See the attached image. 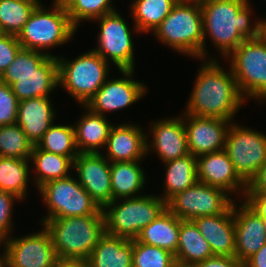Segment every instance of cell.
<instances>
[{"instance_id":"74e56055","label":"cell","mask_w":266,"mask_h":267,"mask_svg":"<svg viewBox=\"0 0 266 267\" xmlns=\"http://www.w3.org/2000/svg\"><path fill=\"white\" fill-rule=\"evenodd\" d=\"M174 254L133 239L132 267H173Z\"/></svg>"},{"instance_id":"f1b7e54d","label":"cell","mask_w":266,"mask_h":267,"mask_svg":"<svg viewBox=\"0 0 266 267\" xmlns=\"http://www.w3.org/2000/svg\"><path fill=\"white\" fill-rule=\"evenodd\" d=\"M166 166L163 195L166 203L176 194L193 186L197 180V159L192 154L163 163Z\"/></svg>"},{"instance_id":"d6a6232c","label":"cell","mask_w":266,"mask_h":267,"mask_svg":"<svg viewBox=\"0 0 266 267\" xmlns=\"http://www.w3.org/2000/svg\"><path fill=\"white\" fill-rule=\"evenodd\" d=\"M40 3V0H0L2 33L17 36Z\"/></svg>"},{"instance_id":"8fae6325","label":"cell","mask_w":266,"mask_h":267,"mask_svg":"<svg viewBox=\"0 0 266 267\" xmlns=\"http://www.w3.org/2000/svg\"><path fill=\"white\" fill-rule=\"evenodd\" d=\"M117 10L93 21L99 23L96 48L92 49L118 70H135L134 43L131 30Z\"/></svg>"},{"instance_id":"ac0fdd59","label":"cell","mask_w":266,"mask_h":267,"mask_svg":"<svg viewBox=\"0 0 266 267\" xmlns=\"http://www.w3.org/2000/svg\"><path fill=\"white\" fill-rule=\"evenodd\" d=\"M196 159L198 182L221 188L230 195L239 193L238 195L241 194V199H243L247 184L236 173L234 165L224 149L201 155Z\"/></svg>"},{"instance_id":"d4e9b609","label":"cell","mask_w":266,"mask_h":267,"mask_svg":"<svg viewBox=\"0 0 266 267\" xmlns=\"http://www.w3.org/2000/svg\"><path fill=\"white\" fill-rule=\"evenodd\" d=\"M133 239L105 233L94 247L89 267H132Z\"/></svg>"},{"instance_id":"7402d4cb","label":"cell","mask_w":266,"mask_h":267,"mask_svg":"<svg viewBox=\"0 0 266 267\" xmlns=\"http://www.w3.org/2000/svg\"><path fill=\"white\" fill-rule=\"evenodd\" d=\"M50 97H36L18 103L16 124L36 145L54 123L57 116Z\"/></svg>"},{"instance_id":"e575fe53","label":"cell","mask_w":266,"mask_h":267,"mask_svg":"<svg viewBox=\"0 0 266 267\" xmlns=\"http://www.w3.org/2000/svg\"><path fill=\"white\" fill-rule=\"evenodd\" d=\"M34 145L20 126L15 124L0 126V156L30 159Z\"/></svg>"},{"instance_id":"ab89813d","label":"cell","mask_w":266,"mask_h":267,"mask_svg":"<svg viewBox=\"0 0 266 267\" xmlns=\"http://www.w3.org/2000/svg\"><path fill=\"white\" fill-rule=\"evenodd\" d=\"M18 199L15 195L0 190V245L4 243L12 232V213L14 202Z\"/></svg>"},{"instance_id":"7c38bea8","label":"cell","mask_w":266,"mask_h":267,"mask_svg":"<svg viewBox=\"0 0 266 267\" xmlns=\"http://www.w3.org/2000/svg\"><path fill=\"white\" fill-rule=\"evenodd\" d=\"M42 227L34 234L20 238L10 236L2 243L0 247L5 248L0 255L2 267H56L60 260L50 233Z\"/></svg>"},{"instance_id":"e0dca14e","label":"cell","mask_w":266,"mask_h":267,"mask_svg":"<svg viewBox=\"0 0 266 267\" xmlns=\"http://www.w3.org/2000/svg\"><path fill=\"white\" fill-rule=\"evenodd\" d=\"M152 141L146 135V155L153 149L162 163L184 157L189 153L186 138L184 114L156 120L150 125Z\"/></svg>"},{"instance_id":"52a82bcc","label":"cell","mask_w":266,"mask_h":267,"mask_svg":"<svg viewBox=\"0 0 266 267\" xmlns=\"http://www.w3.org/2000/svg\"><path fill=\"white\" fill-rule=\"evenodd\" d=\"M59 87H63L78 104L85 106L106 82L110 64L89 50L73 60L57 56Z\"/></svg>"},{"instance_id":"3957f363","label":"cell","mask_w":266,"mask_h":267,"mask_svg":"<svg viewBox=\"0 0 266 267\" xmlns=\"http://www.w3.org/2000/svg\"><path fill=\"white\" fill-rule=\"evenodd\" d=\"M50 233L61 261H87L105 234L104 215H86L46 220L42 224Z\"/></svg>"},{"instance_id":"d6986e66","label":"cell","mask_w":266,"mask_h":267,"mask_svg":"<svg viewBox=\"0 0 266 267\" xmlns=\"http://www.w3.org/2000/svg\"><path fill=\"white\" fill-rule=\"evenodd\" d=\"M239 202L240 206L233 202L236 239L234 257L244 263L266 243V232L262 217L244 201Z\"/></svg>"},{"instance_id":"836d02e7","label":"cell","mask_w":266,"mask_h":267,"mask_svg":"<svg viewBox=\"0 0 266 267\" xmlns=\"http://www.w3.org/2000/svg\"><path fill=\"white\" fill-rule=\"evenodd\" d=\"M36 146L44 151L71 158L73 161L79 154L75 143L73 125L53 123Z\"/></svg>"},{"instance_id":"44dd1931","label":"cell","mask_w":266,"mask_h":267,"mask_svg":"<svg viewBox=\"0 0 266 267\" xmlns=\"http://www.w3.org/2000/svg\"><path fill=\"white\" fill-rule=\"evenodd\" d=\"M192 221L208 241L214 256L234 257L236 239L233 204L225 213L201 216Z\"/></svg>"},{"instance_id":"2e32d148","label":"cell","mask_w":266,"mask_h":267,"mask_svg":"<svg viewBox=\"0 0 266 267\" xmlns=\"http://www.w3.org/2000/svg\"><path fill=\"white\" fill-rule=\"evenodd\" d=\"M231 121L184 114L189 153L194 157L223 150Z\"/></svg>"},{"instance_id":"681fc988","label":"cell","mask_w":266,"mask_h":267,"mask_svg":"<svg viewBox=\"0 0 266 267\" xmlns=\"http://www.w3.org/2000/svg\"><path fill=\"white\" fill-rule=\"evenodd\" d=\"M173 267H197L196 264H185L182 262L175 261Z\"/></svg>"},{"instance_id":"f35d334b","label":"cell","mask_w":266,"mask_h":267,"mask_svg":"<svg viewBox=\"0 0 266 267\" xmlns=\"http://www.w3.org/2000/svg\"><path fill=\"white\" fill-rule=\"evenodd\" d=\"M18 103L11 87L0 81V126L16 123Z\"/></svg>"},{"instance_id":"7a4b0ae2","label":"cell","mask_w":266,"mask_h":267,"mask_svg":"<svg viewBox=\"0 0 266 267\" xmlns=\"http://www.w3.org/2000/svg\"><path fill=\"white\" fill-rule=\"evenodd\" d=\"M250 4L249 0H208L201 6L204 60L208 55L205 44L208 36L225 59L246 39L261 36V19L251 22Z\"/></svg>"},{"instance_id":"8d00e7d4","label":"cell","mask_w":266,"mask_h":267,"mask_svg":"<svg viewBox=\"0 0 266 267\" xmlns=\"http://www.w3.org/2000/svg\"><path fill=\"white\" fill-rule=\"evenodd\" d=\"M48 57L45 53L21 48L11 65L0 76V81L11 86L18 78L33 73Z\"/></svg>"},{"instance_id":"1f68e13d","label":"cell","mask_w":266,"mask_h":267,"mask_svg":"<svg viewBox=\"0 0 266 267\" xmlns=\"http://www.w3.org/2000/svg\"><path fill=\"white\" fill-rule=\"evenodd\" d=\"M30 159L0 156V190L15 195L20 201L27 197Z\"/></svg>"},{"instance_id":"6da1fadb","label":"cell","mask_w":266,"mask_h":267,"mask_svg":"<svg viewBox=\"0 0 266 267\" xmlns=\"http://www.w3.org/2000/svg\"><path fill=\"white\" fill-rule=\"evenodd\" d=\"M207 60L198 70L184 114L234 122V116L246 100L231 68L225 70L215 58Z\"/></svg>"},{"instance_id":"5bb4252c","label":"cell","mask_w":266,"mask_h":267,"mask_svg":"<svg viewBox=\"0 0 266 267\" xmlns=\"http://www.w3.org/2000/svg\"><path fill=\"white\" fill-rule=\"evenodd\" d=\"M123 77L107 79L103 86L85 105L93 113L106 116L113 112L128 108L135 104L147 93V86L135 80V70H119ZM133 77V79H132Z\"/></svg>"},{"instance_id":"5b68a950","label":"cell","mask_w":266,"mask_h":267,"mask_svg":"<svg viewBox=\"0 0 266 267\" xmlns=\"http://www.w3.org/2000/svg\"><path fill=\"white\" fill-rule=\"evenodd\" d=\"M153 34L161 44L168 45L174 51L204 61L203 17L200 6L176 3Z\"/></svg>"},{"instance_id":"277c9868","label":"cell","mask_w":266,"mask_h":267,"mask_svg":"<svg viewBox=\"0 0 266 267\" xmlns=\"http://www.w3.org/2000/svg\"><path fill=\"white\" fill-rule=\"evenodd\" d=\"M51 7L48 10L40 3L35 8L17 35L22 48L55 57L47 51L67 43L75 36L77 29L72 25L63 3L54 0Z\"/></svg>"},{"instance_id":"7bdbcfd3","label":"cell","mask_w":266,"mask_h":267,"mask_svg":"<svg viewBox=\"0 0 266 267\" xmlns=\"http://www.w3.org/2000/svg\"><path fill=\"white\" fill-rule=\"evenodd\" d=\"M196 265L197 267H244L243 262L228 256H213Z\"/></svg>"},{"instance_id":"c3c4849f","label":"cell","mask_w":266,"mask_h":267,"mask_svg":"<svg viewBox=\"0 0 266 267\" xmlns=\"http://www.w3.org/2000/svg\"><path fill=\"white\" fill-rule=\"evenodd\" d=\"M261 37L266 41V19H261Z\"/></svg>"},{"instance_id":"9a60e30c","label":"cell","mask_w":266,"mask_h":267,"mask_svg":"<svg viewBox=\"0 0 266 267\" xmlns=\"http://www.w3.org/2000/svg\"><path fill=\"white\" fill-rule=\"evenodd\" d=\"M77 181L103 208L113 201L110 161L101 153H79L73 161Z\"/></svg>"},{"instance_id":"f6af8a7d","label":"cell","mask_w":266,"mask_h":267,"mask_svg":"<svg viewBox=\"0 0 266 267\" xmlns=\"http://www.w3.org/2000/svg\"><path fill=\"white\" fill-rule=\"evenodd\" d=\"M244 267H266V243L244 262Z\"/></svg>"},{"instance_id":"f907efd6","label":"cell","mask_w":266,"mask_h":267,"mask_svg":"<svg viewBox=\"0 0 266 267\" xmlns=\"http://www.w3.org/2000/svg\"><path fill=\"white\" fill-rule=\"evenodd\" d=\"M263 219V224H264V228H265V232H266V217H262Z\"/></svg>"},{"instance_id":"bcb514c9","label":"cell","mask_w":266,"mask_h":267,"mask_svg":"<svg viewBox=\"0 0 266 267\" xmlns=\"http://www.w3.org/2000/svg\"><path fill=\"white\" fill-rule=\"evenodd\" d=\"M56 267H89L85 261H59Z\"/></svg>"},{"instance_id":"8992f818","label":"cell","mask_w":266,"mask_h":267,"mask_svg":"<svg viewBox=\"0 0 266 267\" xmlns=\"http://www.w3.org/2000/svg\"><path fill=\"white\" fill-rule=\"evenodd\" d=\"M166 208L167 203L161 197L151 193L113 200L102 208L105 233L129 240L136 239L140 231Z\"/></svg>"},{"instance_id":"cb8c5ba5","label":"cell","mask_w":266,"mask_h":267,"mask_svg":"<svg viewBox=\"0 0 266 267\" xmlns=\"http://www.w3.org/2000/svg\"><path fill=\"white\" fill-rule=\"evenodd\" d=\"M85 114L76 122L75 143L79 153H100V149H105L110 130L113 126L108 119L93 113L85 106H82Z\"/></svg>"},{"instance_id":"4fadbf2b","label":"cell","mask_w":266,"mask_h":267,"mask_svg":"<svg viewBox=\"0 0 266 267\" xmlns=\"http://www.w3.org/2000/svg\"><path fill=\"white\" fill-rule=\"evenodd\" d=\"M218 187L196 182L167 202V209L181 220L225 213L235 201ZM234 199V200H233Z\"/></svg>"},{"instance_id":"4316f807","label":"cell","mask_w":266,"mask_h":267,"mask_svg":"<svg viewBox=\"0 0 266 267\" xmlns=\"http://www.w3.org/2000/svg\"><path fill=\"white\" fill-rule=\"evenodd\" d=\"M141 161L110 162L113 200L138 197L145 186L146 172ZM140 193V194H138Z\"/></svg>"},{"instance_id":"f546056e","label":"cell","mask_w":266,"mask_h":267,"mask_svg":"<svg viewBox=\"0 0 266 267\" xmlns=\"http://www.w3.org/2000/svg\"><path fill=\"white\" fill-rule=\"evenodd\" d=\"M30 161L35 165L34 177L36 189L45 183L68 177L73 169V160L67 156L50 153L34 145Z\"/></svg>"},{"instance_id":"60d3db41","label":"cell","mask_w":266,"mask_h":267,"mask_svg":"<svg viewBox=\"0 0 266 267\" xmlns=\"http://www.w3.org/2000/svg\"><path fill=\"white\" fill-rule=\"evenodd\" d=\"M21 48L17 36L0 34V76L11 65Z\"/></svg>"},{"instance_id":"7dc6e473","label":"cell","mask_w":266,"mask_h":267,"mask_svg":"<svg viewBox=\"0 0 266 267\" xmlns=\"http://www.w3.org/2000/svg\"><path fill=\"white\" fill-rule=\"evenodd\" d=\"M208 0H176L177 3L203 6Z\"/></svg>"},{"instance_id":"b9f144b4","label":"cell","mask_w":266,"mask_h":267,"mask_svg":"<svg viewBox=\"0 0 266 267\" xmlns=\"http://www.w3.org/2000/svg\"><path fill=\"white\" fill-rule=\"evenodd\" d=\"M243 201L260 217H266V192L245 191Z\"/></svg>"},{"instance_id":"603a6c76","label":"cell","mask_w":266,"mask_h":267,"mask_svg":"<svg viewBox=\"0 0 266 267\" xmlns=\"http://www.w3.org/2000/svg\"><path fill=\"white\" fill-rule=\"evenodd\" d=\"M10 87L19 102L50 97L52 91L59 87L57 56H49L33 73L18 78Z\"/></svg>"},{"instance_id":"d590c367","label":"cell","mask_w":266,"mask_h":267,"mask_svg":"<svg viewBox=\"0 0 266 267\" xmlns=\"http://www.w3.org/2000/svg\"><path fill=\"white\" fill-rule=\"evenodd\" d=\"M77 29L82 21H93L105 14L116 11L112 0H60Z\"/></svg>"},{"instance_id":"4dcf8cb0","label":"cell","mask_w":266,"mask_h":267,"mask_svg":"<svg viewBox=\"0 0 266 267\" xmlns=\"http://www.w3.org/2000/svg\"><path fill=\"white\" fill-rule=\"evenodd\" d=\"M176 0H134L131 16L134 18L133 30L137 33L153 32L170 14Z\"/></svg>"},{"instance_id":"ee69618b","label":"cell","mask_w":266,"mask_h":267,"mask_svg":"<svg viewBox=\"0 0 266 267\" xmlns=\"http://www.w3.org/2000/svg\"><path fill=\"white\" fill-rule=\"evenodd\" d=\"M246 191L266 192V163L258 170L257 175L247 185Z\"/></svg>"},{"instance_id":"ba28073f","label":"cell","mask_w":266,"mask_h":267,"mask_svg":"<svg viewBox=\"0 0 266 267\" xmlns=\"http://www.w3.org/2000/svg\"><path fill=\"white\" fill-rule=\"evenodd\" d=\"M227 60L245 100L266 102V41L261 36L246 39Z\"/></svg>"},{"instance_id":"9c48e42d","label":"cell","mask_w":266,"mask_h":267,"mask_svg":"<svg viewBox=\"0 0 266 267\" xmlns=\"http://www.w3.org/2000/svg\"><path fill=\"white\" fill-rule=\"evenodd\" d=\"M38 190L48 209L47 216L41 218L40 224L49 219L103 215L102 208L90 197L74 175L49 181Z\"/></svg>"},{"instance_id":"484cf974","label":"cell","mask_w":266,"mask_h":267,"mask_svg":"<svg viewBox=\"0 0 266 267\" xmlns=\"http://www.w3.org/2000/svg\"><path fill=\"white\" fill-rule=\"evenodd\" d=\"M180 222L181 219L166 208L154 221L140 231L136 240L160 247L175 255L178 247Z\"/></svg>"},{"instance_id":"30bf717a","label":"cell","mask_w":266,"mask_h":267,"mask_svg":"<svg viewBox=\"0 0 266 267\" xmlns=\"http://www.w3.org/2000/svg\"><path fill=\"white\" fill-rule=\"evenodd\" d=\"M224 150L236 173L248 185L266 163V135L232 122Z\"/></svg>"},{"instance_id":"ffe728a7","label":"cell","mask_w":266,"mask_h":267,"mask_svg":"<svg viewBox=\"0 0 266 267\" xmlns=\"http://www.w3.org/2000/svg\"><path fill=\"white\" fill-rule=\"evenodd\" d=\"M146 135L138 124H114L107 139L104 157L110 162L142 161L146 157Z\"/></svg>"},{"instance_id":"83f0119b","label":"cell","mask_w":266,"mask_h":267,"mask_svg":"<svg viewBox=\"0 0 266 267\" xmlns=\"http://www.w3.org/2000/svg\"><path fill=\"white\" fill-rule=\"evenodd\" d=\"M175 260L185 264H197L213 257L208 241L198 231L192 220H181Z\"/></svg>"}]
</instances>
